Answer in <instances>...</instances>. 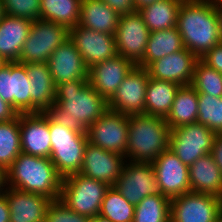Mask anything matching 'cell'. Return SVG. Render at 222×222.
<instances>
[{"label":"cell","instance_id":"30","mask_svg":"<svg viewBox=\"0 0 222 222\" xmlns=\"http://www.w3.org/2000/svg\"><path fill=\"white\" fill-rule=\"evenodd\" d=\"M183 0H159L138 12L150 32L177 27L178 12Z\"/></svg>","mask_w":222,"mask_h":222},{"label":"cell","instance_id":"3","mask_svg":"<svg viewBox=\"0 0 222 222\" xmlns=\"http://www.w3.org/2000/svg\"><path fill=\"white\" fill-rule=\"evenodd\" d=\"M6 174L7 187L60 199L62 177L49 158L21 152Z\"/></svg>","mask_w":222,"mask_h":222},{"label":"cell","instance_id":"24","mask_svg":"<svg viewBox=\"0 0 222 222\" xmlns=\"http://www.w3.org/2000/svg\"><path fill=\"white\" fill-rule=\"evenodd\" d=\"M33 21L5 15L0 21V55L7 62H18Z\"/></svg>","mask_w":222,"mask_h":222},{"label":"cell","instance_id":"33","mask_svg":"<svg viewBox=\"0 0 222 222\" xmlns=\"http://www.w3.org/2000/svg\"><path fill=\"white\" fill-rule=\"evenodd\" d=\"M170 202L161 193L146 196L135 206L133 222H170Z\"/></svg>","mask_w":222,"mask_h":222},{"label":"cell","instance_id":"47","mask_svg":"<svg viewBox=\"0 0 222 222\" xmlns=\"http://www.w3.org/2000/svg\"><path fill=\"white\" fill-rule=\"evenodd\" d=\"M5 16V12H4V6L2 3V0H0V21L2 20V18Z\"/></svg>","mask_w":222,"mask_h":222},{"label":"cell","instance_id":"18","mask_svg":"<svg viewBox=\"0 0 222 222\" xmlns=\"http://www.w3.org/2000/svg\"><path fill=\"white\" fill-rule=\"evenodd\" d=\"M21 152L49 158L51 137L49 116L45 112L20 114Z\"/></svg>","mask_w":222,"mask_h":222},{"label":"cell","instance_id":"39","mask_svg":"<svg viewBox=\"0 0 222 222\" xmlns=\"http://www.w3.org/2000/svg\"><path fill=\"white\" fill-rule=\"evenodd\" d=\"M201 60L222 74V42L202 56Z\"/></svg>","mask_w":222,"mask_h":222},{"label":"cell","instance_id":"6","mask_svg":"<svg viewBox=\"0 0 222 222\" xmlns=\"http://www.w3.org/2000/svg\"><path fill=\"white\" fill-rule=\"evenodd\" d=\"M110 186L80 173L62 178L60 200L75 213L89 218L99 215Z\"/></svg>","mask_w":222,"mask_h":222},{"label":"cell","instance_id":"32","mask_svg":"<svg viewBox=\"0 0 222 222\" xmlns=\"http://www.w3.org/2000/svg\"><path fill=\"white\" fill-rule=\"evenodd\" d=\"M21 153L20 114L0 122V166L7 170Z\"/></svg>","mask_w":222,"mask_h":222},{"label":"cell","instance_id":"11","mask_svg":"<svg viewBox=\"0 0 222 222\" xmlns=\"http://www.w3.org/2000/svg\"><path fill=\"white\" fill-rule=\"evenodd\" d=\"M128 129L129 116L108 109L87 128L88 142L125 156Z\"/></svg>","mask_w":222,"mask_h":222},{"label":"cell","instance_id":"41","mask_svg":"<svg viewBox=\"0 0 222 222\" xmlns=\"http://www.w3.org/2000/svg\"><path fill=\"white\" fill-rule=\"evenodd\" d=\"M210 154L213 156L214 162L222 173V134L215 135Z\"/></svg>","mask_w":222,"mask_h":222},{"label":"cell","instance_id":"45","mask_svg":"<svg viewBox=\"0 0 222 222\" xmlns=\"http://www.w3.org/2000/svg\"><path fill=\"white\" fill-rule=\"evenodd\" d=\"M159 0H133L135 11H139L140 9L149 6L152 3H155Z\"/></svg>","mask_w":222,"mask_h":222},{"label":"cell","instance_id":"26","mask_svg":"<svg viewBox=\"0 0 222 222\" xmlns=\"http://www.w3.org/2000/svg\"><path fill=\"white\" fill-rule=\"evenodd\" d=\"M120 14L101 0H82L79 25L102 33L115 34Z\"/></svg>","mask_w":222,"mask_h":222},{"label":"cell","instance_id":"14","mask_svg":"<svg viewBox=\"0 0 222 222\" xmlns=\"http://www.w3.org/2000/svg\"><path fill=\"white\" fill-rule=\"evenodd\" d=\"M152 166L160 193L170 200L191 191L188 166L169 148L152 162Z\"/></svg>","mask_w":222,"mask_h":222},{"label":"cell","instance_id":"35","mask_svg":"<svg viewBox=\"0 0 222 222\" xmlns=\"http://www.w3.org/2000/svg\"><path fill=\"white\" fill-rule=\"evenodd\" d=\"M191 85L198 94L222 97V74L209 67L201 59L196 61Z\"/></svg>","mask_w":222,"mask_h":222},{"label":"cell","instance_id":"9","mask_svg":"<svg viewBox=\"0 0 222 222\" xmlns=\"http://www.w3.org/2000/svg\"><path fill=\"white\" fill-rule=\"evenodd\" d=\"M205 125L193 123L171 129L169 149L188 167L198 158L211 153L215 137Z\"/></svg>","mask_w":222,"mask_h":222},{"label":"cell","instance_id":"21","mask_svg":"<svg viewBox=\"0 0 222 222\" xmlns=\"http://www.w3.org/2000/svg\"><path fill=\"white\" fill-rule=\"evenodd\" d=\"M47 64L55 86L72 80L88 79L89 68L69 38L52 53Z\"/></svg>","mask_w":222,"mask_h":222},{"label":"cell","instance_id":"8","mask_svg":"<svg viewBox=\"0 0 222 222\" xmlns=\"http://www.w3.org/2000/svg\"><path fill=\"white\" fill-rule=\"evenodd\" d=\"M222 219V198L188 192L171 199L170 222H218Z\"/></svg>","mask_w":222,"mask_h":222},{"label":"cell","instance_id":"38","mask_svg":"<svg viewBox=\"0 0 222 222\" xmlns=\"http://www.w3.org/2000/svg\"><path fill=\"white\" fill-rule=\"evenodd\" d=\"M89 217L70 210L60 199L52 200L46 210L44 222H90Z\"/></svg>","mask_w":222,"mask_h":222},{"label":"cell","instance_id":"49","mask_svg":"<svg viewBox=\"0 0 222 222\" xmlns=\"http://www.w3.org/2000/svg\"><path fill=\"white\" fill-rule=\"evenodd\" d=\"M218 9L220 10V12L222 13V0H218L216 2Z\"/></svg>","mask_w":222,"mask_h":222},{"label":"cell","instance_id":"28","mask_svg":"<svg viewBox=\"0 0 222 222\" xmlns=\"http://www.w3.org/2000/svg\"><path fill=\"white\" fill-rule=\"evenodd\" d=\"M180 86L175 82L149 77L145 98V114L166 118Z\"/></svg>","mask_w":222,"mask_h":222},{"label":"cell","instance_id":"34","mask_svg":"<svg viewBox=\"0 0 222 222\" xmlns=\"http://www.w3.org/2000/svg\"><path fill=\"white\" fill-rule=\"evenodd\" d=\"M135 206L113 186L106 191L99 215L111 222H133Z\"/></svg>","mask_w":222,"mask_h":222},{"label":"cell","instance_id":"50","mask_svg":"<svg viewBox=\"0 0 222 222\" xmlns=\"http://www.w3.org/2000/svg\"><path fill=\"white\" fill-rule=\"evenodd\" d=\"M206 1L217 2L218 0H206Z\"/></svg>","mask_w":222,"mask_h":222},{"label":"cell","instance_id":"13","mask_svg":"<svg viewBox=\"0 0 222 222\" xmlns=\"http://www.w3.org/2000/svg\"><path fill=\"white\" fill-rule=\"evenodd\" d=\"M148 80L146 68L136 65L108 100V109L128 116L145 114Z\"/></svg>","mask_w":222,"mask_h":222},{"label":"cell","instance_id":"2","mask_svg":"<svg viewBox=\"0 0 222 222\" xmlns=\"http://www.w3.org/2000/svg\"><path fill=\"white\" fill-rule=\"evenodd\" d=\"M177 28L183 46L201 59L222 42V13L216 2L183 0L178 12Z\"/></svg>","mask_w":222,"mask_h":222},{"label":"cell","instance_id":"48","mask_svg":"<svg viewBox=\"0 0 222 222\" xmlns=\"http://www.w3.org/2000/svg\"><path fill=\"white\" fill-rule=\"evenodd\" d=\"M6 63L8 62L0 55V68L3 67Z\"/></svg>","mask_w":222,"mask_h":222},{"label":"cell","instance_id":"4","mask_svg":"<svg viewBox=\"0 0 222 222\" xmlns=\"http://www.w3.org/2000/svg\"><path fill=\"white\" fill-rule=\"evenodd\" d=\"M170 131L163 117L130 115L126 161L153 162L169 148Z\"/></svg>","mask_w":222,"mask_h":222},{"label":"cell","instance_id":"17","mask_svg":"<svg viewBox=\"0 0 222 222\" xmlns=\"http://www.w3.org/2000/svg\"><path fill=\"white\" fill-rule=\"evenodd\" d=\"M125 156L87 143L80 174L114 186L121 175Z\"/></svg>","mask_w":222,"mask_h":222},{"label":"cell","instance_id":"1","mask_svg":"<svg viewBox=\"0 0 222 222\" xmlns=\"http://www.w3.org/2000/svg\"><path fill=\"white\" fill-rule=\"evenodd\" d=\"M107 110L108 101L88 79H77L56 85L54 104L45 113L63 127L87 132Z\"/></svg>","mask_w":222,"mask_h":222},{"label":"cell","instance_id":"44","mask_svg":"<svg viewBox=\"0 0 222 222\" xmlns=\"http://www.w3.org/2000/svg\"><path fill=\"white\" fill-rule=\"evenodd\" d=\"M7 186V174L6 170L0 166V195L5 193Z\"/></svg>","mask_w":222,"mask_h":222},{"label":"cell","instance_id":"5","mask_svg":"<svg viewBox=\"0 0 222 222\" xmlns=\"http://www.w3.org/2000/svg\"><path fill=\"white\" fill-rule=\"evenodd\" d=\"M51 155L49 159L62 177L79 173L83 163L87 132H78L57 124L49 117Z\"/></svg>","mask_w":222,"mask_h":222},{"label":"cell","instance_id":"10","mask_svg":"<svg viewBox=\"0 0 222 222\" xmlns=\"http://www.w3.org/2000/svg\"><path fill=\"white\" fill-rule=\"evenodd\" d=\"M113 187L134 206L160 193L152 162L126 161Z\"/></svg>","mask_w":222,"mask_h":222},{"label":"cell","instance_id":"46","mask_svg":"<svg viewBox=\"0 0 222 222\" xmlns=\"http://www.w3.org/2000/svg\"><path fill=\"white\" fill-rule=\"evenodd\" d=\"M90 222H111L109 219L102 217L101 215H96L90 219Z\"/></svg>","mask_w":222,"mask_h":222},{"label":"cell","instance_id":"12","mask_svg":"<svg viewBox=\"0 0 222 222\" xmlns=\"http://www.w3.org/2000/svg\"><path fill=\"white\" fill-rule=\"evenodd\" d=\"M149 34L138 11L121 14L114 34L118 55L138 65L145 55Z\"/></svg>","mask_w":222,"mask_h":222},{"label":"cell","instance_id":"20","mask_svg":"<svg viewBox=\"0 0 222 222\" xmlns=\"http://www.w3.org/2000/svg\"><path fill=\"white\" fill-rule=\"evenodd\" d=\"M135 66L130 60L117 55L92 65L88 70V81L108 101Z\"/></svg>","mask_w":222,"mask_h":222},{"label":"cell","instance_id":"36","mask_svg":"<svg viewBox=\"0 0 222 222\" xmlns=\"http://www.w3.org/2000/svg\"><path fill=\"white\" fill-rule=\"evenodd\" d=\"M197 123L205 125L215 134H222V97L198 94Z\"/></svg>","mask_w":222,"mask_h":222},{"label":"cell","instance_id":"25","mask_svg":"<svg viewBox=\"0 0 222 222\" xmlns=\"http://www.w3.org/2000/svg\"><path fill=\"white\" fill-rule=\"evenodd\" d=\"M188 169L192 192L222 198V173L210 153L198 158Z\"/></svg>","mask_w":222,"mask_h":222},{"label":"cell","instance_id":"42","mask_svg":"<svg viewBox=\"0 0 222 222\" xmlns=\"http://www.w3.org/2000/svg\"><path fill=\"white\" fill-rule=\"evenodd\" d=\"M18 112L0 96V122L13 120Z\"/></svg>","mask_w":222,"mask_h":222},{"label":"cell","instance_id":"7","mask_svg":"<svg viewBox=\"0 0 222 222\" xmlns=\"http://www.w3.org/2000/svg\"><path fill=\"white\" fill-rule=\"evenodd\" d=\"M69 38V30L52 21H33L18 63H47L52 53Z\"/></svg>","mask_w":222,"mask_h":222},{"label":"cell","instance_id":"31","mask_svg":"<svg viewBox=\"0 0 222 222\" xmlns=\"http://www.w3.org/2000/svg\"><path fill=\"white\" fill-rule=\"evenodd\" d=\"M81 2L82 0H41V19L70 30L79 24Z\"/></svg>","mask_w":222,"mask_h":222},{"label":"cell","instance_id":"27","mask_svg":"<svg viewBox=\"0 0 222 222\" xmlns=\"http://www.w3.org/2000/svg\"><path fill=\"white\" fill-rule=\"evenodd\" d=\"M198 119V93L192 85L180 86L172 108L165 118L170 129L196 123Z\"/></svg>","mask_w":222,"mask_h":222},{"label":"cell","instance_id":"19","mask_svg":"<svg viewBox=\"0 0 222 222\" xmlns=\"http://www.w3.org/2000/svg\"><path fill=\"white\" fill-rule=\"evenodd\" d=\"M198 58L185 47L150 63L146 70L149 77L175 82L181 86L191 85Z\"/></svg>","mask_w":222,"mask_h":222},{"label":"cell","instance_id":"15","mask_svg":"<svg viewBox=\"0 0 222 222\" xmlns=\"http://www.w3.org/2000/svg\"><path fill=\"white\" fill-rule=\"evenodd\" d=\"M69 39L88 68L118 55L114 35L93 31L77 24L69 30Z\"/></svg>","mask_w":222,"mask_h":222},{"label":"cell","instance_id":"37","mask_svg":"<svg viewBox=\"0 0 222 222\" xmlns=\"http://www.w3.org/2000/svg\"><path fill=\"white\" fill-rule=\"evenodd\" d=\"M5 15L26 18L31 21L41 19V0H2Z\"/></svg>","mask_w":222,"mask_h":222},{"label":"cell","instance_id":"23","mask_svg":"<svg viewBox=\"0 0 222 222\" xmlns=\"http://www.w3.org/2000/svg\"><path fill=\"white\" fill-rule=\"evenodd\" d=\"M31 84V113L46 112L55 100L56 86L47 63H26Z\"/></svg>","mask_w":222,"mask_h":222},{"label":"cell","instance_id":"43","mask_svg":"<svg viewBox=\"0 0 222 222\" xmlns=\"http://www.w3.org/2000/svg\"><path fill=\"white\" fill-rule=\"evenodd\" d=\"M0 222H10L8 201L4 194L0 195Z\"/></svg>","mask_w":222,"mask_h":222},{"label":"cell","instance_id":"16","mask_svg":"<svg viewBox=\"0 0 222 222\" xmlns=\"http://www.w3.org/2000/svg\"><path fill=\"white\" fill-rule=\"evenodd\" d=\"M31 84L22 63L8 62L0 68V96L18 114L31 113Z\"/></svg>","mask_w":222,"mask_h":222},{"label":"cell","instance_id":"22","mask_svg":"<svg viewBox=\"0 0 222 222\" xmlns=\"http://www.w3.org/2000/svg\"><path fill=\"white\" fill-rule=\"evenodd\" d=\"M4 195L8 201L10 222H44L51 199L40 194L7 187Z\"/></svg>","mask_w":222,"mask_h":222},{"label":"cell","instance_id":"40","mask_svg":"<svg viewBox=\"0 0 222 222\" xmlns=\"http://www.w3.org/2000/svg\"><path fill=\"white\" fill-rule=\"evenodd\" d=\"M105 2L112 10H115L120 15L133 13L135 6L133 0H101Z\"/></svg>","mask_w":222,"mask_h":222},{"label":"cell","instance_id":"29","mask_svg":"<svg viewBox=\"0 0 222 222\" xmlns=\"http://www.w3.org/2000/svg\"><path fill=\"white\" fill-rule=\"evenodd\" d=\"M184 48L178 28L150 32L143 60L137 65L146 68L150 63Z\"/></svg>","mask_w":222,"mask_h":222}]
</instances>
